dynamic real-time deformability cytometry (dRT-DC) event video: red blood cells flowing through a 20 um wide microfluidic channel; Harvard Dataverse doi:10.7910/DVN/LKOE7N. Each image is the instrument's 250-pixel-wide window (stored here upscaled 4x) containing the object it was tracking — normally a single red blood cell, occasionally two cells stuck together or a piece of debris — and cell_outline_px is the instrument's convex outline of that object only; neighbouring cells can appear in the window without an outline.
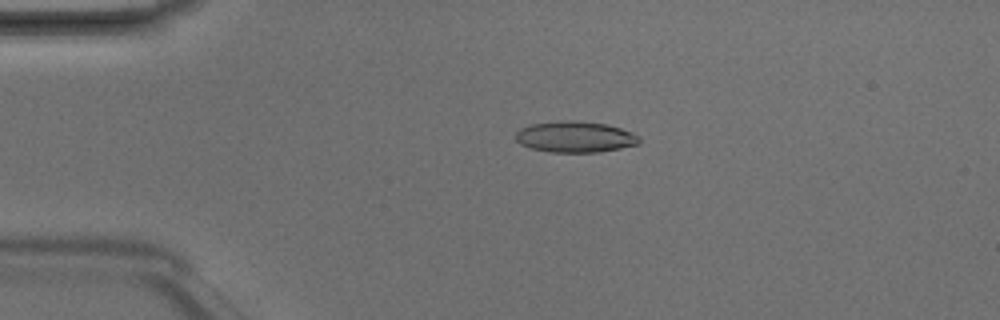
{"species": "Egyptian fruit bat (a non-hibernating species)", "species_latin": "Rousettus aegyptiacus", "temperature_condition": "room temperature", "stored_images_in_passage": 4, "camera_frame_rate_fps": 3000, "um_per_image_px": 0.085, "animal": {"sex": "male"}, "frame": {"image": 1, "passage_image": 3, "time_ms": 0.667, "image_size_px": [1000, 320], "cell_outline_px": [[640, 140], [636, 144], [620, 148], [600, 152], [548, 152], [528, 148], [520, 144], [516, 140], [516, 132], [520, 128], [528, 124], [568, 120], [576, 120], [604, 124], [620, 128], [632, 132], [640, 136]], "centroid_in_image_um": [48.84, 11.63], "position_along_channel_um": 36.2, "area_um2": 22.48}}